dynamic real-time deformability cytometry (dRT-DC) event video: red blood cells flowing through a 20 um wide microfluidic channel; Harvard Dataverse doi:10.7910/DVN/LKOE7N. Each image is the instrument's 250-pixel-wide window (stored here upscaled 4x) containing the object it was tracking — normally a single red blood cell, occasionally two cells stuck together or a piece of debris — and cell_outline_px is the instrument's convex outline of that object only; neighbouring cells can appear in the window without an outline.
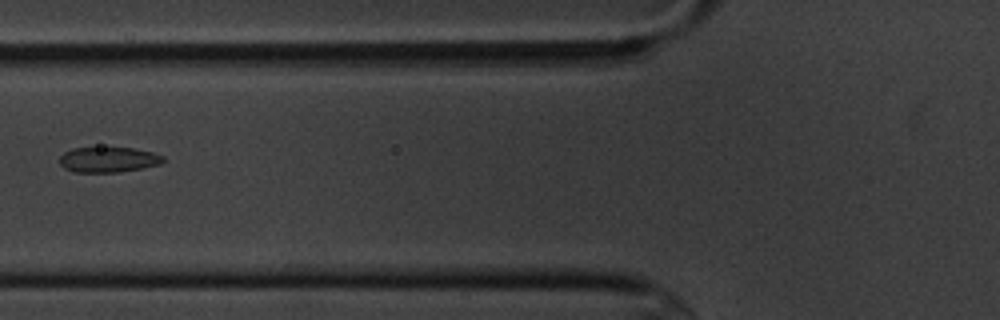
{"species": "common noctule bat (a hibernating species)", "species_latin": "Nyctalus noctula", "temperature_condition": "cold", "stored_images_in_passage": 9, "camera_frame_rate_fps": 3000, "um_per_image_px": 0.085, "animal": {"sex": "male", "body_mass_g": 20.1, "forearm_length_mm": 53.5}, "frame": {"image": 1, "passage_image": 7, "time_ms": 7.0, "image_size_px": [1000, 320], "cell_outline_px": [[164, 160], [160, 164], [144, 168], [120, 172], [76, 172], [64, 168], [60, 164], [60, 156], [64, 152], [72, 148], [132, 148], [152, 152], [164, 156]], "centroid_in_image_um": [9.21, 13.57], "position_along_channel_um": 116.6, "area_um2": 15.26}}
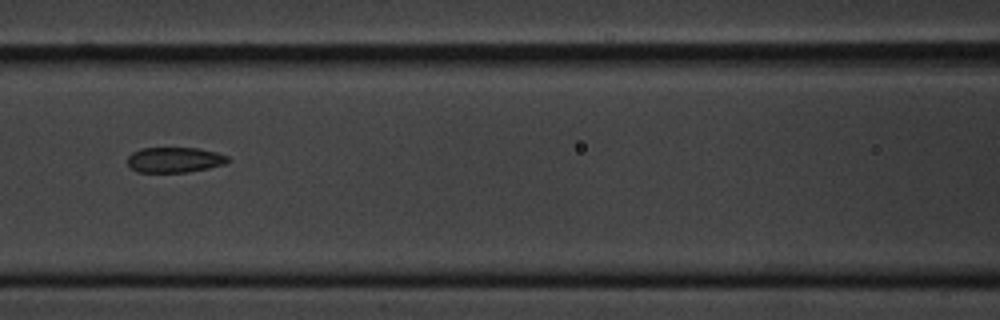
{"frame": {"image": 2, "passage_image": 8, "time_ms": 8.0, "image_size_px": [1000, 320], "cell_outline_px": [[232, 160], [228, 164], [188, 172], [136, 172], [128, 164], [128, 156], [132, 152], [140, 148], [196, 148], [216, 152], [228, 156]], "centroid_in_image_um": [14.88, 13.59], "position_along_channel_um": 151.7, "area_um2": 14.97}}
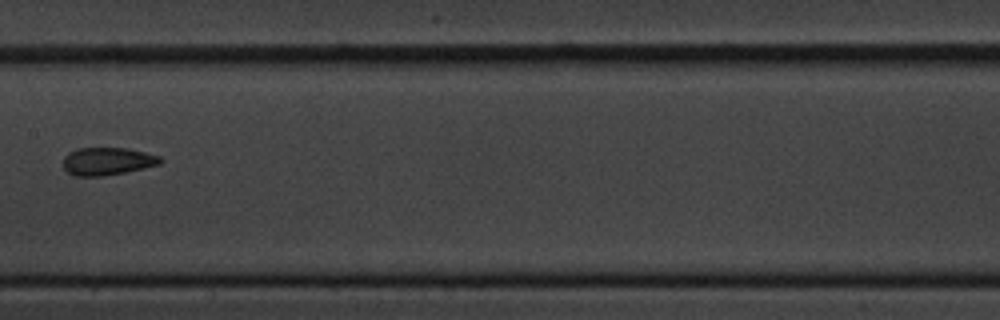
{"frame": {"image": 3, "passage_image": 9, "time_ms": 9.333, "image_size_px": [1000, 320], "cell_outline_px": [[164, 160], [160, 164], [124, 172], [104, 176], [76, 176], [68, 172], [64, 168], [64, 156], [68, 152], [76, 148], [128, 148], [160, 156]], "centroid_in_image_um": [9.12, 13.7], "position_along_channel_um": 198.3, "area_um2": 15.66}}